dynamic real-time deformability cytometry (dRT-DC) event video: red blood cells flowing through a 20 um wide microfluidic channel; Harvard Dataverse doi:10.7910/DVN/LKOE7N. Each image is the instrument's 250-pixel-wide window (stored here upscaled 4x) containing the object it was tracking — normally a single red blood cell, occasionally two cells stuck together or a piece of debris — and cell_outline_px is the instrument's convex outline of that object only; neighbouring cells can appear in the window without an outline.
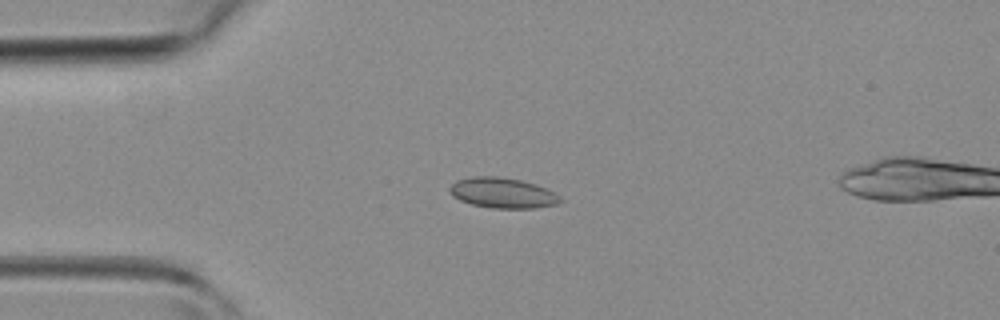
{"species": "common noctule bat (a hibernating species)", "species_latin": "Nyctalus noctula", "temperature_condition": "room temperature", "stored_images_in_passage": 45, "camera_frame_rate_fps": 3000, "um_per_image_px": 0.085, "animal": {"sex": "female", "body_mass_g": 19.3, "forearm_length_mm": 54.1}, "frame": {"image": 1, "passage_image": 10, "time_ms": 3.0, "image_size_px": [1000, 320], "cell_outline_px": [[564, 200], [556, 204], [536, 208], [492, 208], [472, 204], [460, 200], [452, 196], [448, 188], [456, 180], [472, 176], [496, 176], [520, 180], [536, 184], [560, 196]], "centroid_in_image_um": [42.7, 16.39], "position_along_channel_um": 42.3, "area_um2": 19.54}}
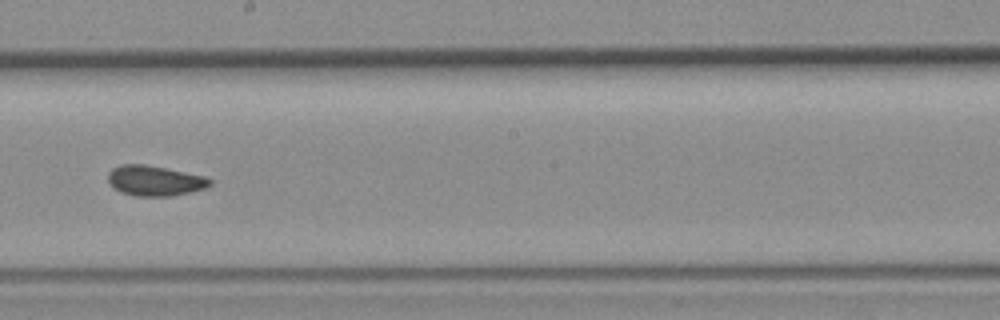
{"frame": {"image": 2, "passage_image": 24, "time_ms": 7.667, "image_size_px": [1000, 320], "cell_outline_px": [[212, 184], [204, 188], [172, 196], [136, 196], [120, 192], [108, 180], [108, 172], [112, 168], [120, 164], [144, 164], [204, 176], [212, 180]], "centroid_in_image_um": [13.13, 15.35], "position_along_channel_um": 235.1, "area_um2": 17.74}}
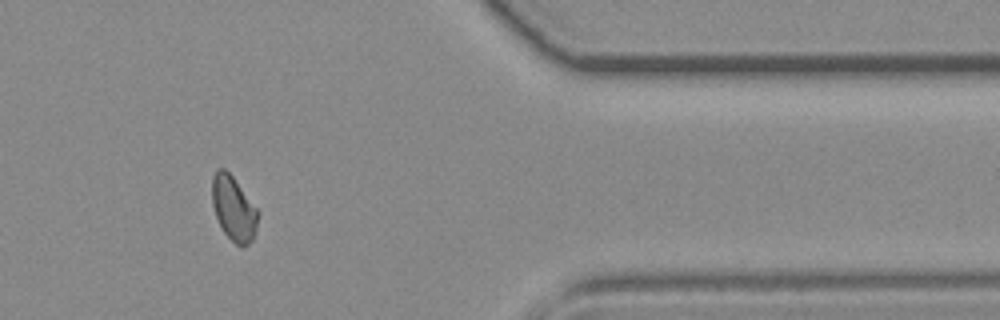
{"frame": {"image": 3, "passage_image": 36, "time_ms": 11.667, "image_size_px": [1000, 320], "cell_outline_px": [[256, 228], [252, 240], [244, 248], [236, 244], [224, 232], [216, 216], [212, 204], [212, 176], [216, 168], [224, 168], [232, 176], [256, 208]], "centroid_in_image_um": [19.81, 17.7], "position_along_channel_um": 391.6, "area_um2": 16.82}}